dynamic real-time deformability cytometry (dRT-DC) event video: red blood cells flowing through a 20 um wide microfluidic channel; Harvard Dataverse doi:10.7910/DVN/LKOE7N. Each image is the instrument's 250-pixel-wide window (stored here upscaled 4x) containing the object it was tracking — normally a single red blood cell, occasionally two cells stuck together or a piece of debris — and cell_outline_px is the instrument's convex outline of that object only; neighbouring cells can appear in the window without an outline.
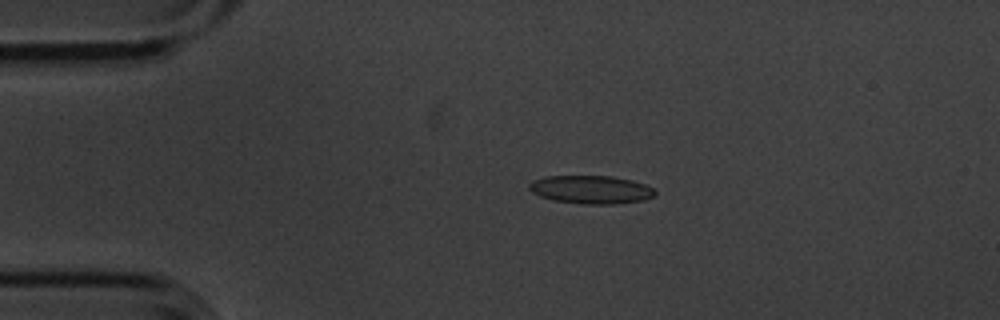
{"species": "common noctule bat (a hibernating species)", "species_latin": "Nyctalus noctula", "temperature_condition": "cold", "stored_images_in_passage": 3, "camera_frame_rate_fps": 3000, "um_per_image_px": 0.085, "animal": {"sex": "male", "body_mass_g": 20.1, "forearm_length_mm": 53.5}, "frame": {"image": 1, "passage_image": 2, "time_ms": 0.333, "image_size_px": [1000, 320], "cell_outline_px": [[656, 196], [644, 200], [616, 204], [584, 204], [552, 200], [540, 196], [532, 192], [528, 188], [528, 184], [532, 180], [544, 176], [612, 176], [632, 180], [644, 184], [652, 188], [656, 192]], "centroid_in_image_um": [50.22, 16.11], "position_along_channel_um": 34.8, "area_um2": 20.87}}